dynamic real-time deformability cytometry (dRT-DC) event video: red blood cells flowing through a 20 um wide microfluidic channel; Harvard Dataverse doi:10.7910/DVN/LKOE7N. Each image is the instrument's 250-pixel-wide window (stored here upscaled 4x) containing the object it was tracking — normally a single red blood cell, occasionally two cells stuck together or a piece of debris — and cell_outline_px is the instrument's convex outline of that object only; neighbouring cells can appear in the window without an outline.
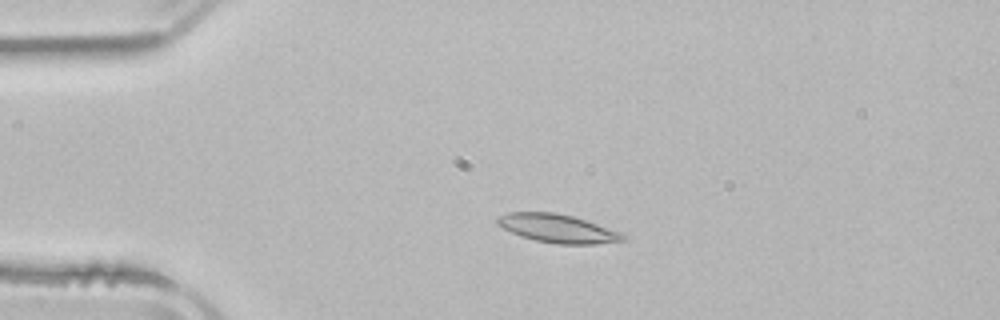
{"species": "common noctule bat (a hibernating species)", "species_latin": "Nyctalus noctula", "temperature_condition": "room temperature", "stored_images_in_passage": 5, "camera_frame_rate_fps": 3000, "um_per_image_px": 0.085, "animal": {"sex": "male", "body_mass_g": 21.5, "forearm_length_mm": 52.0}, "frame": {"image": 1, "passage_image": 3, "time_ms": 2.667, "image_size_px": [1000, 320], "cell_outline_px": [[628, 240], [596, 244], [556, 244], [536, 240], [520, 236], [496, 224], [496, 220], [500, 216], [508, 212], [556, 212], [572, 216], [620, 232], [628, 236]], "centroid_in_image_um": [47.42, 19.42], "position_along_channel_um": 37.6, "area_um2": 20.69}}
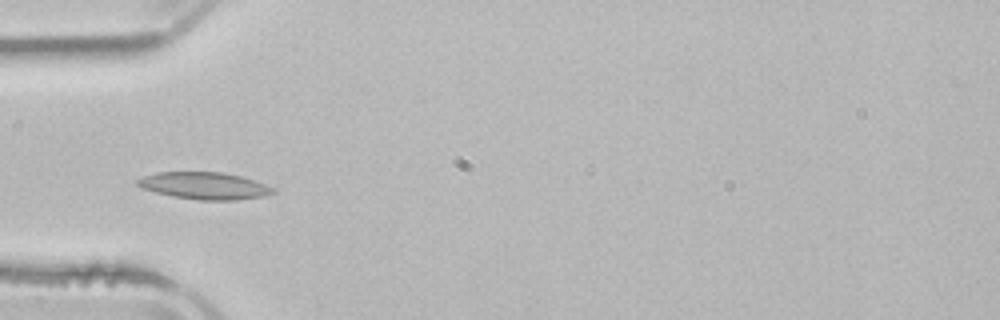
{"frame": {"image": 2, "passage_image": 4, "time_ms": 4.333, "image_size_px": [1000, 320], "cell_outline_px": [[276, 192], [264, 196], [236, 200], [200, 200], [172, 196], [140, 188], [136, 184], [136, 180], [144, 176], [156, 172], [220, 172], [240, 176], [276, 188]], "centroid_in_image_um": [17.36, 15.79], "position_along_channel_um": 67.6, "area_um2": 21.33}}
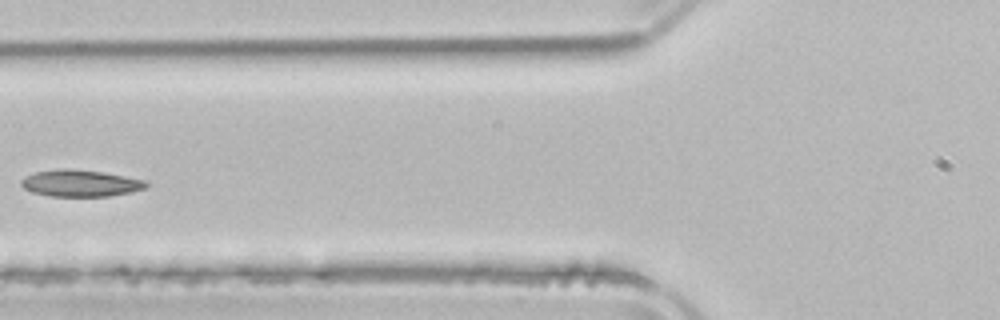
{"frame": {"image": 3, "passage_image": 5, "time_ms": 5.667, "image_size_px": [1000, 320], "cell_outline_px": [[148, 184], [144, 188], [132, 192], [108, 196], [48, 196], [32, 192], [24, 188], [20, 184], [20, 180], [24, 176], [36, 172], [64, 168], [68, 168], [100, 172], [124, 176], [144, 180]], "centroid_in_image_um": [6.78, 15.58], "position_along_channel_um": 119.0, "area_um2": 19.31}}